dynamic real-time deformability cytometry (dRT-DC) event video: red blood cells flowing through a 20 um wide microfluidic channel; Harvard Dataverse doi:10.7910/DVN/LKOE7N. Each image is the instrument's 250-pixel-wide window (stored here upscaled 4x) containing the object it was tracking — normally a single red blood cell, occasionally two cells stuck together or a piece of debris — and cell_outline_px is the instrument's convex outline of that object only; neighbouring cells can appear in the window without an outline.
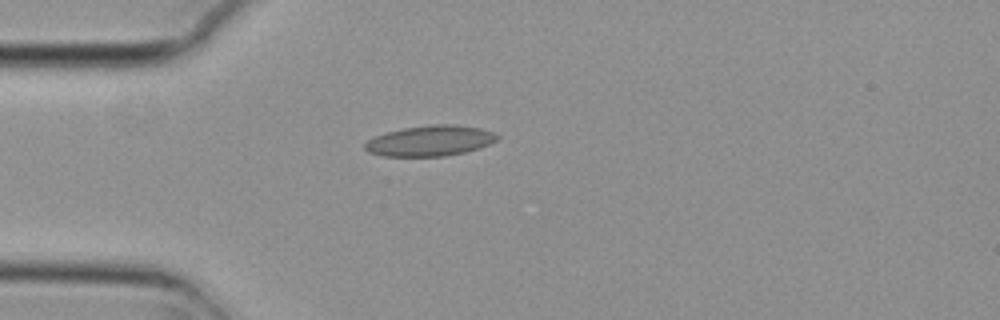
{"species": "common noctule bat (a hibernating species)", "species_latin": "Nyctalus noctula", "temperature_condition": "cold", "stored_images_in_passage": 2, "camera_frame_rate_fps": 3000, "um_per_image_px": 0.085, "animal": {"sex": "female", "body_mass_g": 29.2, "forearm_length_mm": 56.3}, "frame": {"image": 1, "passage_image": 2, "time_ms": 0.333, "image_size_px": [1000, 320], "cell_outline_px": [[500, 136], [496, 140], [480, 148], [464, 152], [444, 156], [380, 156], [368, 152], [364, 148], [364, 144], [368, 140], [376, 136], [388, 132], [404, 128], [432, 124], [452, 124], [480, 128], [496, 132]], "centroid_in_image_um": [36.57, 11.97], "position_along_channel_um": 48.4, "area_um2": 23.52}}